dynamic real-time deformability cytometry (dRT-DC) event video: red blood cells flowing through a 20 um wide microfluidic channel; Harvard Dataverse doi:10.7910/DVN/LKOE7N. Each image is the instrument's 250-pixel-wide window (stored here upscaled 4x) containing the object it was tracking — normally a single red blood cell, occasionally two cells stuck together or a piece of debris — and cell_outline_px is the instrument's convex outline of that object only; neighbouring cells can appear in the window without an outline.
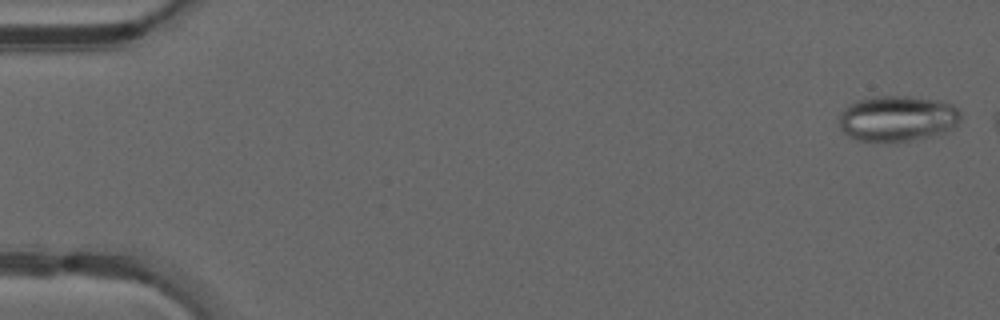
{"species": "common noctule bat (a hibernating species)", "species_latin": "Nyctalus noctula", "temperature_condition": "warm", "stored_images_in_passage": 7, "camera_frame_rate_fps": 3000, "um_per_image_px": 0.085, "animal": {"sex": "male", "forearm_length_mm": 52.5}, "frame": {"image": 1, "passage_image": 2, "time_ms": 0.333, "image_size_px": [1000, 320], "cell_outline_px": [[960, 120], [952, 128], [944, 132], [912, 140], [860, 140], [848, 136], [840, 128], [840, 112], [848, 104], [856, 100], [872, 96], [908, 96], [940, 100], [952, 104], [960, 112]], "centroid_in_image_um": [76.27, 10.03], "position_along_channel_um": 8.7, "area_um2": 32.14}}